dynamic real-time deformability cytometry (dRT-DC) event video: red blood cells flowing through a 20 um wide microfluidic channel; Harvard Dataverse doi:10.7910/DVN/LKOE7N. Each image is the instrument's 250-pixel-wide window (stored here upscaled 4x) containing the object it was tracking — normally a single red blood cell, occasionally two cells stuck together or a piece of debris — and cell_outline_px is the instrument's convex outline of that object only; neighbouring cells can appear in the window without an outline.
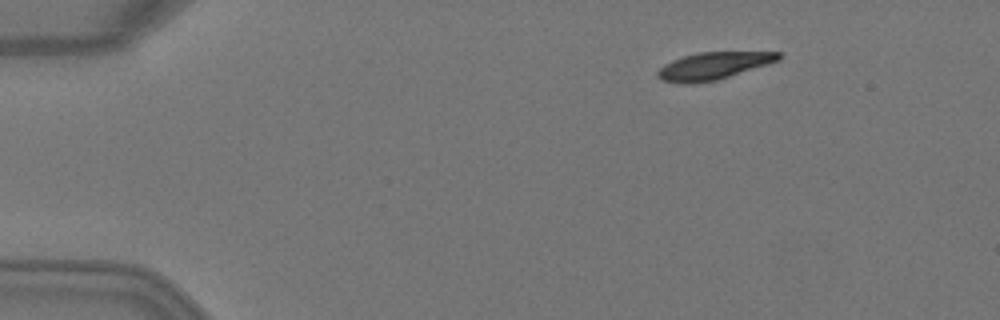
{"species": "Egyptian fruit bat (a non-hibernating species)", "species_latin": "Rousettus aegyptiacus", "temperature_condition": "warm", "stored_images_in_passage": 4, "camera_frame_rate_fps": 3000, "um_per_image_px": 0.085, "animal": {"sex": "female"}, "frame": {"image": 1, "passage_image": 2, "time_ms": 0.333, "image_size_px": [1000, 320], "cell_outline_px": [[780, 60], [768, 64], [716, 80], [688, 84], [680, 84], [660, 80], [656, 76], [656, 72], [664, 64], [672, 60], [684, 56], [700, 52], [780, 52]], "centroid_in_image_um": [60.58, 5.61], "position_along_channel_um": 24.4, "area_um2": 19.13}}